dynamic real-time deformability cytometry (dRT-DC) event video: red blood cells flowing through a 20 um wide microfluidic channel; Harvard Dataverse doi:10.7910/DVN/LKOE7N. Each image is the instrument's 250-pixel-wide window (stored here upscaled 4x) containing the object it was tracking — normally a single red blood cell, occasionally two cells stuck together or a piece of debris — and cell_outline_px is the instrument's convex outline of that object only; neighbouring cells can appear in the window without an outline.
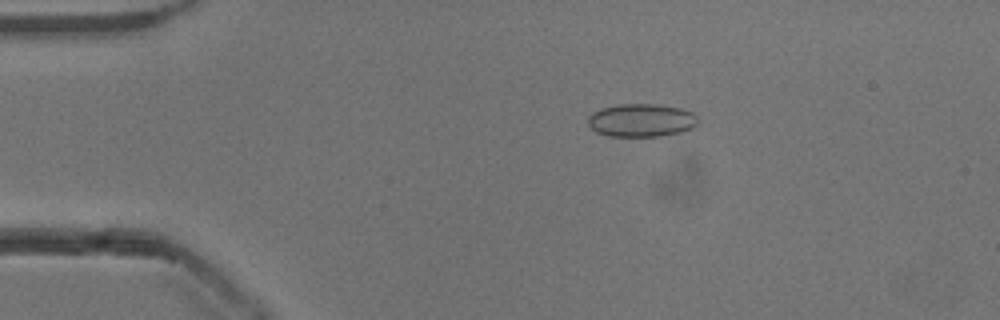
{"species": "common noctule bat (a hibernating species)", "species_latin": "Nyctalus noctula", "temperature_condition": "cold", "stored_images_in_passage": 48, "camera_frame_rate_fps": 3000, "um_per_image_px": 0.085, "animal": {"sex": "male", "body_mass_g": 13.3}, "frame": {"image": 1, "passage_image": 5, "time_ms": 1.333, "image_size_px": [1000, 320], "cell_outline_px": [[700, 120], [692, 128], [680, 132], [660, 136], [608, 136], [596, 132], [588, 124], [588, 116], [592, 112], [600, 108], [620, 104], [656, 104], [680, 108], [692, 112]], "centroid_in_image_um": [54.5, 10.22], "position_along_channel_um": 30.5, "area_um2": 21.27}}
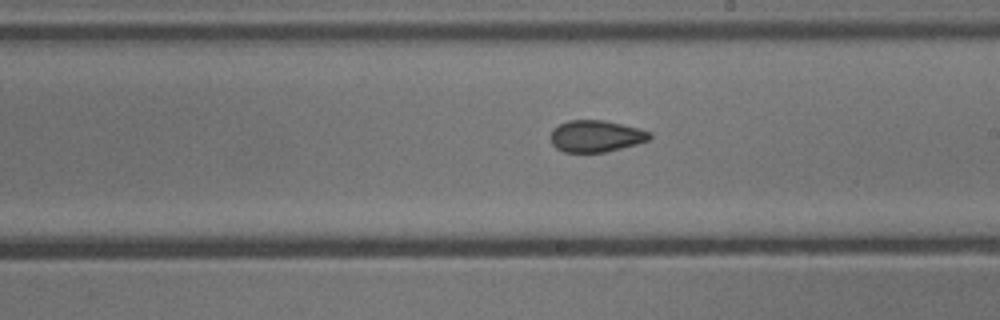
{"frame": {"image": 2, "passage_image": 25, "time_ms": 8.0, "image_size_px": [1000, 320], "cell_outline_px": [[652, 136], [648, 140], [636, 144], [604, 152], [564, 152], [556, 148], [552, 144], [552, 128], [568, 120], [604, 120], [640, 128], [652, 132]], "centroid_in_image_um": [50.67, 11.56], "position_along_channel_um": 238.3, "area_um2": 18.26}}
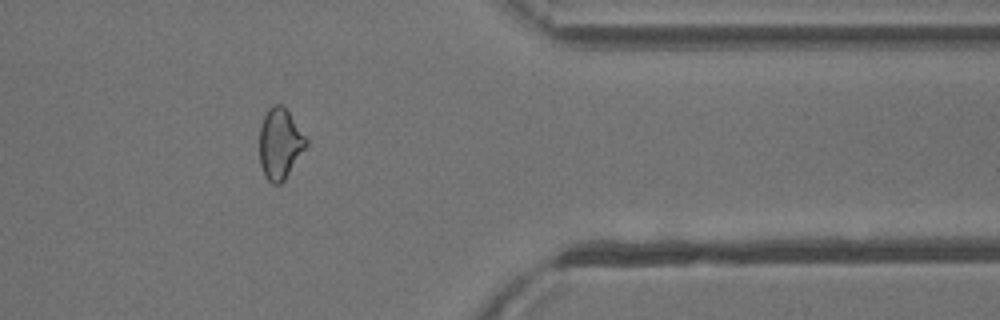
{"frame": {"image": 3, "passage_image": 38, "time_ms": 12.333, "image_size_px": [1000, 320], "cell_outline_px": [[308, 144], [284, 180], [280, 184], [272, 184], [264, 176], [260, 164], [260, 128], [264, 116], [268, 108], [272, 104], [280, 104], [288, 112], [308, 140]], "centroid_in_image_um": [23.78, 12.23], "position_along_channel_um": 387.6, "area_um2": 19.02}, "authors_computed_cell_mechanics": {"area_um2": 19.2763, "velocity_mm_per_s": 3.8711, "shape_relaxation_time_tau1_ms": null, "shape_relaxation_time_tau2_ms": 2.6535, "deformation_change_tau1": null, "deformation_change_tau2": 0.0776}}